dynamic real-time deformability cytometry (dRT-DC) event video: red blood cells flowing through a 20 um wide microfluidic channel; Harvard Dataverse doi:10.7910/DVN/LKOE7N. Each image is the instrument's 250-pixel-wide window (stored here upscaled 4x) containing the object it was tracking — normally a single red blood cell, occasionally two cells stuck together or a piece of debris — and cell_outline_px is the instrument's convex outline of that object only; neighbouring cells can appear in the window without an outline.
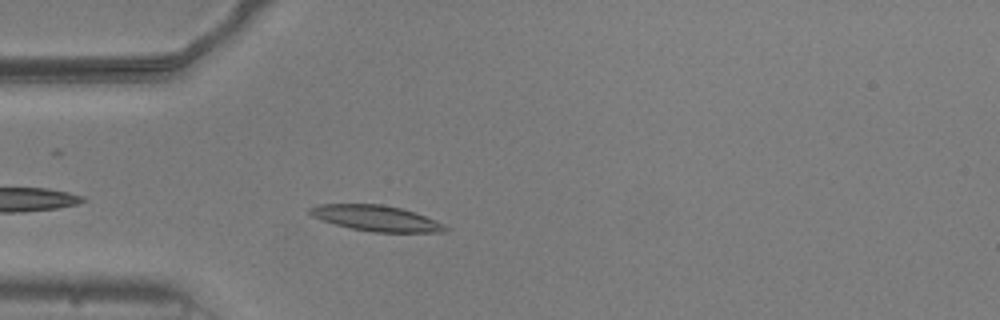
{"species": "common noctule bat (a hibernating species)", "species_latin": "Nyctalus noctula", "temperature_condition": "warm", "stored_images_in_passage": 38, "camera_frame_rate_fps": 3000, "um_per_image_px": 0.085, "animal": {"sex": "male", "body_mass_g": 20.5, "forearm_length_mm": 52.5}, "frame": {"image": 1, "passage_image": 4, "time_ms": 1.0, "image_size_px": [1000, 320], "cell_outline_px": [[448, 232], [372, 232], [352, 228], [336, 224], [312, 216], [308, 212], [308, 208], [316, 204], [380, 204], [400, 208], [424, 216], [444, 224], [448, 228]], "centroid_in_image_um": [31.96, 18.55], "position_along_channel_um": 53.0, "area_um2": 20.0}}
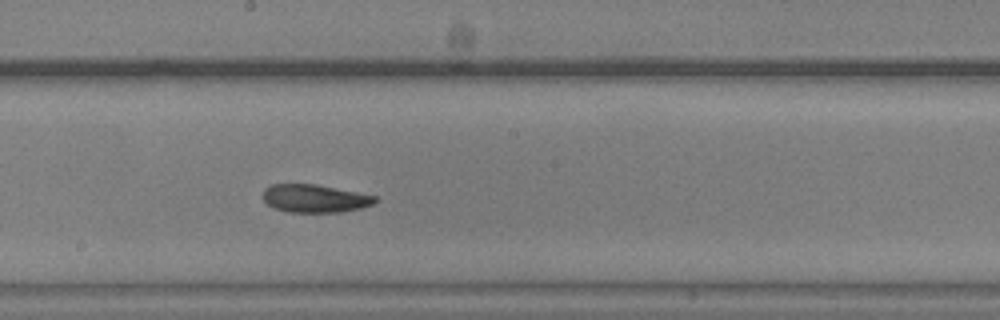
{"frame": {"image": 2, "passage_image": 18, "time_ms": 5.667, "image_size_px": [1000, 320], "cell_outline_px": [[380, 200], [372, 204], [360, 208], [340, 212], [288, 212], [276, 208], [268, 204], [260, 196], [264, 188], [272, 184], [316, 184], [376, 196]], "centroid_in_image_um": [26.73, 16.86], "position_along_channel_um": 221.5, "area_um2": 18.32}}
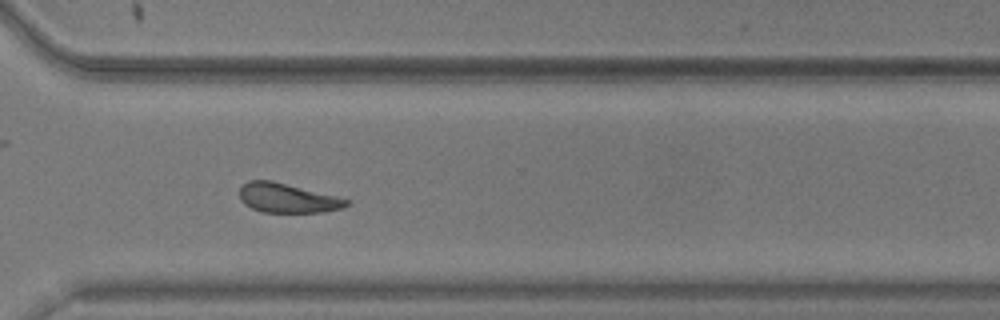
{"frame": {"image": 3, "passage_image": 28, "time_ms": 9.0, "image_size_px": [1000, 320], "cell_outline_px": [[348, 204], [344, 208], [324, 212], [260, 212], [244, 204], [240, 200], [240, 188], [248, 180], [272, 180], [336, 196], [348, 200]], "centroid_in_image_um": [24.41, 16.84], "position_along_channel_um": 346.2, "area_um2": 18.26}, "authors_computed_cell_mechanics": {"area_um2": 18.785, "velocity_mm_per_s": 3.7576, "shape_relaxation_time_tau1_ms": 4.1992, "shape_relaxation_time_tau2_ms": 6.797, "deformation_change_tau1": 0.1177, "deformation_change_tau2": 0.1521}}